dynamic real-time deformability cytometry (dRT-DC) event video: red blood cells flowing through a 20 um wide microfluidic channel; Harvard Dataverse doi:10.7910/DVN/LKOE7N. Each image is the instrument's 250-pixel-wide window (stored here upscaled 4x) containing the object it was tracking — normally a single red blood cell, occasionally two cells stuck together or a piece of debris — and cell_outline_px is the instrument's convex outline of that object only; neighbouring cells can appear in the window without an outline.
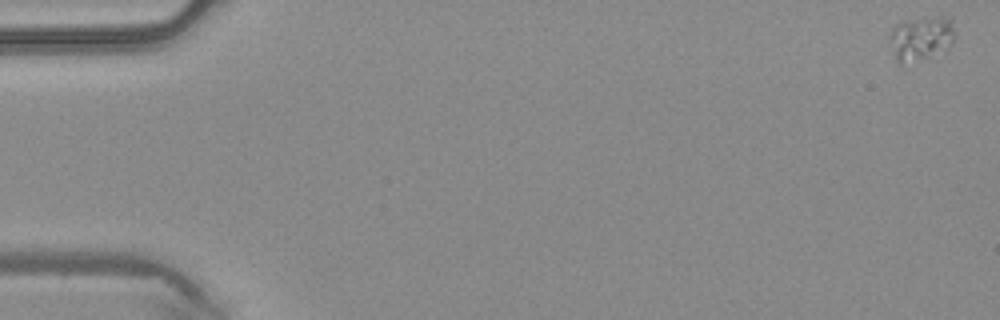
{"species": "common noctule bat (a hibernating species)", "species_latin": "Nyctalus noctula", "temperature_condition": "warm", "stored_images_in_passage": 49, "camera_frame_rate_fps": 3000, "um_per_image_px": 0.085, "animal": {"sex": "male", "body_mass_g": 20.4}, "frame": {"image": 1, "passage_image": 1, "time_ms": 0.0, "image_size_px": [1000, 320], "cell_outline_px": [[956, 36], [952, 44], [948, 48], [900, 64], [896, 60], [888, 36], [896, 24], [912, 20], [940, 16], [952, 16], [956, 32]], "centroid_in_image_um": [78.35, 3.19], "position_along_channel_um": 6.7, "area_um2": 16.47}}
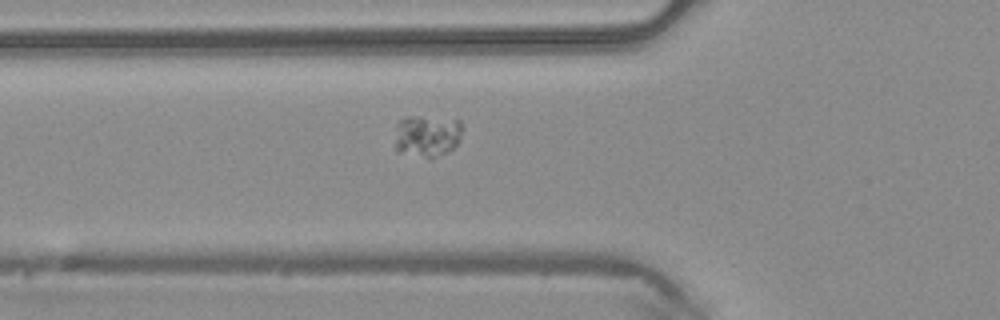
{"frame": {"image": 2, "passage_image": 18, "time_ms": 5.667, "image_size_px": [1000, 320], "cell_outline_px": [[464, 128], [460, 140], [452, 148], [432, 160], [428, 160], [396, 152], [396, 124], [400, 120], [408, 116], [420, 116], [460, 120]], "centroid_in_image_um": [36.31, 11.57], "position_along_channel_um": 89.5, "area_um2": 17.05}}
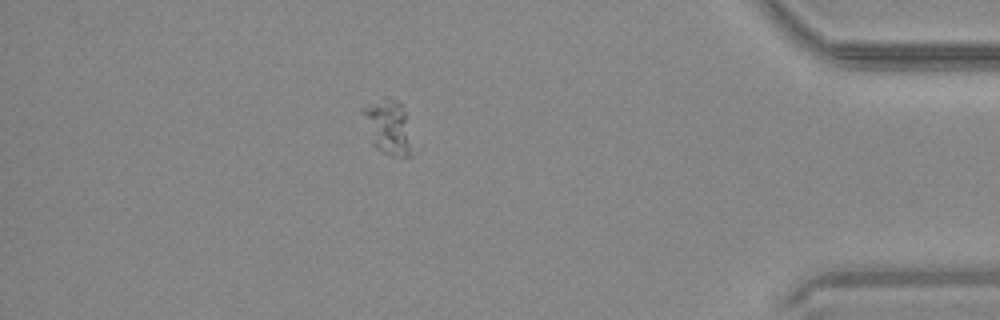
{"frame": {"image": 3, "passage_image": 43, "time_ms": 14.0, "image_size_px": [1000, 320], "cell_outline_px": [[420, 152], [412, 156], [392, 156], [376, 148], [372, 144], [360, 112], [360, 108], [384, 96], [400, 104], [404, 112], [420, 148]], "centroid_in_image_um": [33.1, 10.88], "position_along_channel_um": 402.1, "area_um2": 16.94}}